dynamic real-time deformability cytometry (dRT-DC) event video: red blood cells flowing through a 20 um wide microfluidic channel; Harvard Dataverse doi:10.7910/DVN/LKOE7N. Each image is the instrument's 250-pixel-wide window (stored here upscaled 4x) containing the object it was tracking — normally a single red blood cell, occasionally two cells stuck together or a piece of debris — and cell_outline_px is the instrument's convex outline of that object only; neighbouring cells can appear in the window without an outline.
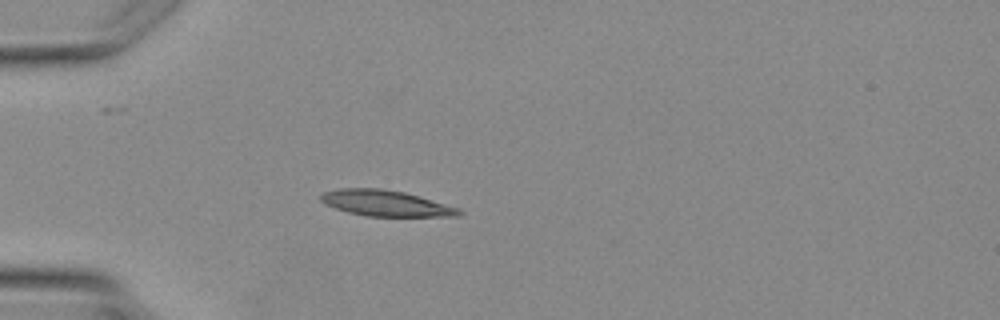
{"species": "Egyptian fruit bat (a non-hibernating species)", "species_latin": "Rousettus aegyptiacus", "temperature_condition": "warm", "stored_images_in_passage": 3, "camera_frame_rate_fps": 3000, "um_per_image_px": 0.085, "animal": {"sex": "female"}, "frame": {"image": 1, "passage_image": 3, "time_ms": 2.333, "image_size_px": [1000, 320], "cell_outline_px": [[464, 212], [460, 216], [368, 216], [348, 212], [324, 204], [320, 200], [320, 192], [340, 188], [380, 188], [404, 192], [420, 196], [460, 208]], "centroid_in_image_um": [32.79, 17.27], "position_along_channel_um": 52.2, "area_um2": 20.98}}